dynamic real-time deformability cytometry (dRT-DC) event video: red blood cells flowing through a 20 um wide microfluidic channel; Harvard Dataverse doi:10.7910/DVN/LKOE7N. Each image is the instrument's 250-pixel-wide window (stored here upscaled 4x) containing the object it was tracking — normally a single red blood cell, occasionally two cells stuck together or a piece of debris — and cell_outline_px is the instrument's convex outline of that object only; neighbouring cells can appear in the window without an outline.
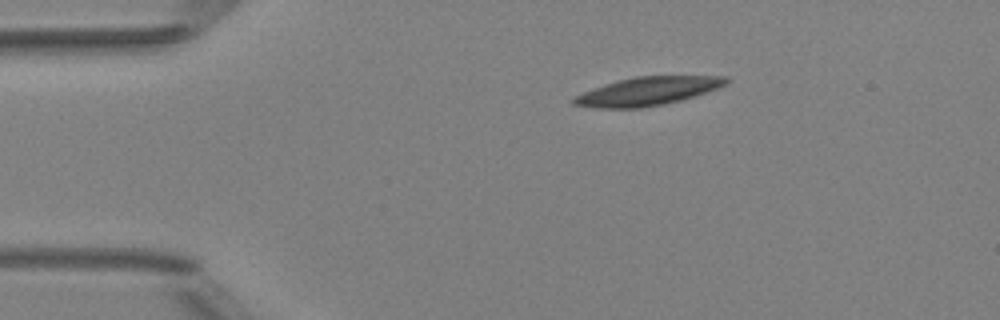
{"species": "Egyptian fruit bat (a non-hibernating species)", "species_latin": "Rousettus aegyptiacus", "temperature_condition": "room temperature", "stored_images_in_passage": 3, "camera_frame_rate_fps": 3000, "um_per_image_px": 0.085, "animal": {"sex": "female"}, "frame": {"image": 1, "passage_image": 1, "time_ms": 0.0, "image_size_px": [1000, 320], "cell_outline_px": [[728, 84], [720, 88], [696, 96], [664, 104], [640, 108], [592, 108], [572, 104], [572, 96], [592, 88], [604, 84], [636, 76], [728, 76]], "centroid_in_image_um": [55.04, 7.76], "position_along_channel_um": 30.0, "area_um2": 25.43}}